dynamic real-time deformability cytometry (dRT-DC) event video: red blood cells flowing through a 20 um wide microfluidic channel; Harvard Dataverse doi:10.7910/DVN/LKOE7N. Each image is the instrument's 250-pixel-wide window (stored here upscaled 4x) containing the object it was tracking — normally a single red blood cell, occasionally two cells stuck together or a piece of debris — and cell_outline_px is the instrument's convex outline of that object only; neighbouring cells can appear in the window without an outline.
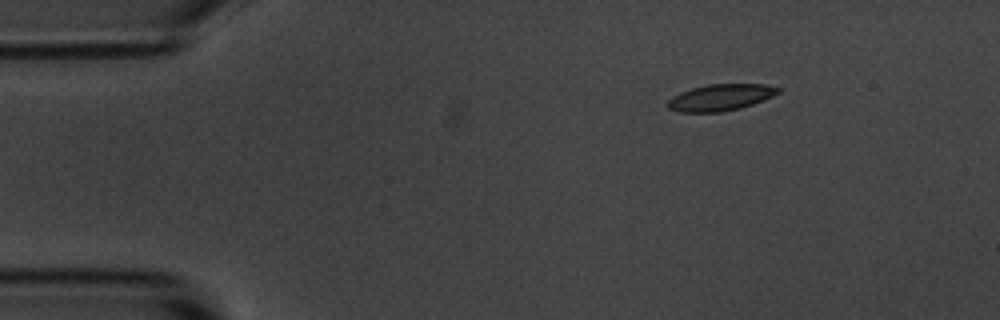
{"species": "common noctule bat (a hibernating species)", "species_latin": "Nyctalus noctula", "temperature_condition": "room temperature", "stored_images_in_passage": 49, "camera_frame_rate_fps": 3000, "um_per_image_px": 0.085, "animal": {"sex": "male", "body_mass_g": 20.1, "forearm_length_mm": 53.5}, "frame": {"image": 1, "passage_image": 1, "time_ms": 0.0, "image_size_px": [1000, 320], "cell_outline_px": [[780, 92], [764, 100], [740, 108], [720, 112], [680, 112], [668, 108], [668, 100], [672, 96], [680, 92], [692, 88], [708, 84], [764, 84], [780, 88]], "centroid_in_image_um": [61.24, 8.28], "position_along_channel_um": 23.8, "area_um2": 16.99}}
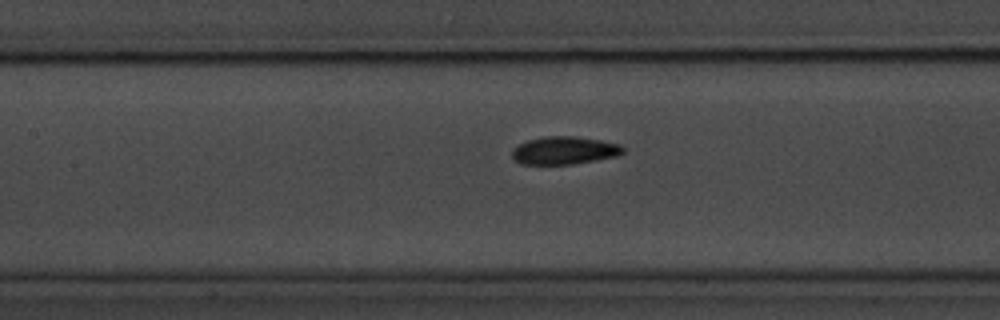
{"frame": {"image": 2, "passage_image": 18, "time_ms": 5.667, "image_size_px": [1000, 320], "cell_outline_px": [[624, 152], [616, 156], [596, 160], [572, 164], [520, 164], [512, 156], [512, 148], [528, 140], [544, 136], [576, 136], [600, 140], [620, 144], [624, 148]], "centroid_in_image_um": [47.97, 12.78], "position_along_channel_um": 159.4, "area_um2": 17.98}}
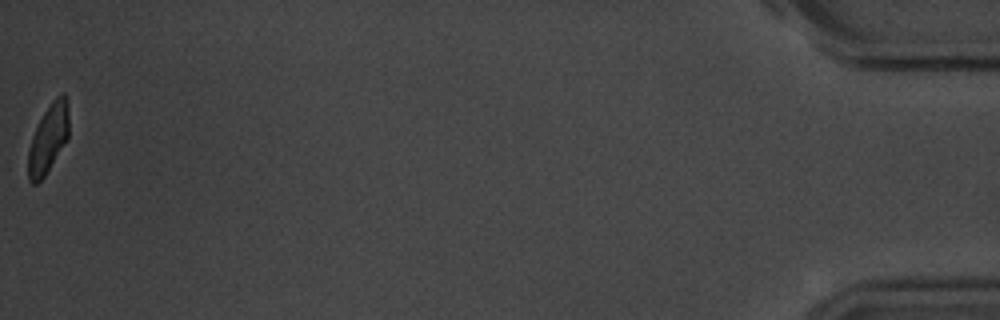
{"frame": {"image": 3, "passage_image": 49, "time_ms": 16.0, "image_size_px": [1000, 320], "cell_outline_px": [[68, 136], [44, 176], [36, 184], [32, 184], [28, 180], [28, 148], [32, 136], [44, 112], [52, 100], [60, 92], [64, 92], [68, 100]], "centroid_in_image_um": [4.09, 11.74], "position_along_channel_um": 431.1, "area_um2": 16.07}, "authors_computed_cell_mechanics": {"area_um2": 17.629, "velocity_mm_per_s": 3.5853, "shape_relaxation_time_tau1_ms": 2.2982, "shape_relaxation_time_tau2_ms": 3.0274, "deformation_change_tau1": 0.1064, "deformation_change_tau2": 0.0805}}